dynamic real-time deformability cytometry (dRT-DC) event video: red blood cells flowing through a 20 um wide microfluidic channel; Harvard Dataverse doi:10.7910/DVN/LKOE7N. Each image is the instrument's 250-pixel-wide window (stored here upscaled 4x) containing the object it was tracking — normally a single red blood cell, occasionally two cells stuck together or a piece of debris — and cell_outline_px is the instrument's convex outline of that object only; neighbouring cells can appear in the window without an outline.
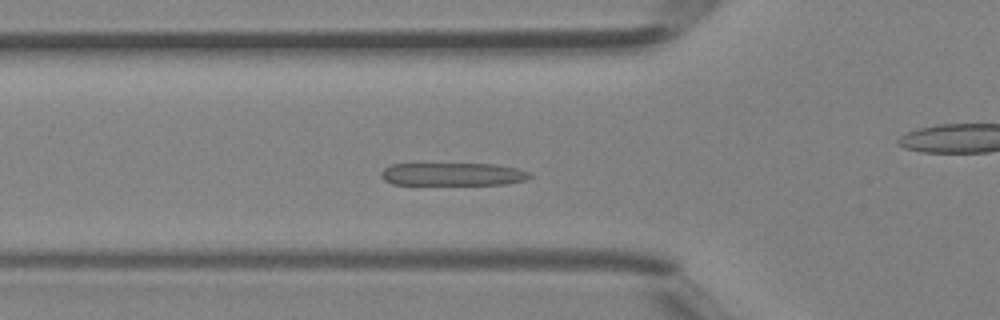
{"species": "Egyptian fruit bat (a non-hibernating species)", "species_latin": "Rousettus aegyptiacus", "temperature_condition": "room temperature", "stored_images_in_passage": 41, "camera_frame_rate_fps": 3000, "um_per_image_px": 0.085, "animal": {"sex": "female"}, "frame": {"image": 1, "passage_image": 12, "time_ms": 3.667, "image_size_px": [1000, 320], "cell_outline_px": [[532, 176], [524, 180], [504, 184], [392, 184], [384, 180], [380, 176], [380, 172], [384, 168], [392, 164], [496, 164], [516, 168], [532, 172]], "centroid_in_image_um": [38.48, 14.8], "position_along_channel_um": 87.3, "area_um2": 19.77}}
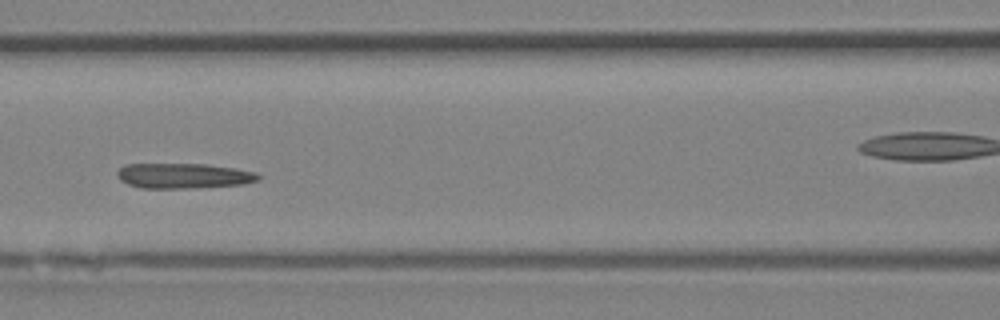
{"frame": {"image": 2, "passage_image": 16, "time_ms": 5.0, "image_size_px": [1000, 320], "cell_outline_px": [[260, 180], [244, 184], [196, 188], [140, 188], [128, 184], [120, 180], [116, 172], [124, 164], [208, 164], [236, 168], [256, 172], [260, 176]], "centroid_in_image_um": [15.62, 14.94], "position_along_channel_um": 151.0, "area_um2": 20.92}}
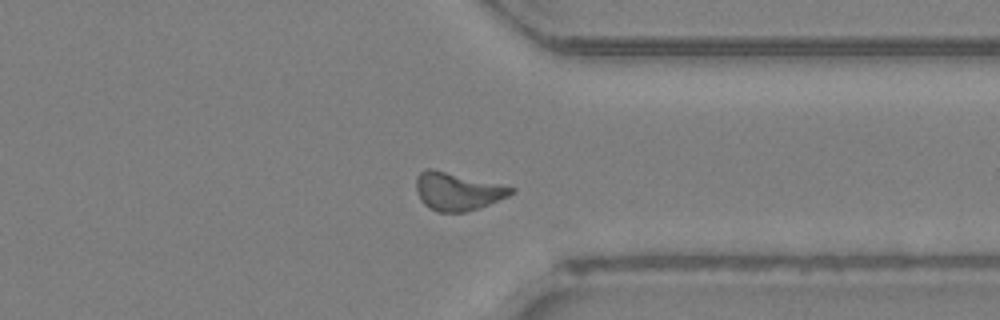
{"frame": {"image": 3, "passage_image": 30, "time_ms": 9.667, "image_size_px": [1000, 320], "cell_outline_px": [[516, 188], [508, 196], [488, 204], [464, 212], [440, 212], [428, 208], [420, 200], [416, 192], [416, 176], [420, 172], [428, 168], [432, 168]], "centroid_in_image_um": [38.82, 16.26], "position_along_channel_um": 372.6, "area_um2": 20.75}}